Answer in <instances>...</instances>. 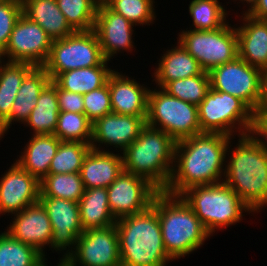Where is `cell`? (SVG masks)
<instances>
[{
	"label": "cell",
	"instance_id": "1",
	"mask_svg": "<svg viewBox=\"0 0 267 266\" xmlns=\"http://www.w3.org/2000/svg\"><path fill=\"white\" fill-rule=\"evenodd\" d=\"M231 139L222 133L202 132L176 142L173 172L164 192L180 196L188 188L222 182Z\"/></svg>",
	"mask_w": 267,
	"mask_h": 266
},
{
	"label": "cell",
	"instance_id": "2",
	"mask_svg": "<svg viewBox=\"0 0 267 266\" xmlns=\"http://www.w3.org/2000/svg\"><path fill=\"white\" fill-rule=\"evenodd\" d=\"M238 137L232 154L226 153L223 182L258 213L267 205V146L254 132Z\"/></svg>",
	"mask_w": 267,
	"mask_h": 266
},
{
	"label": "cell",
	"instance_id": "3",
	"mask_svg": "<svg viewBox=\"0 0 267 266\" xmlns=\"http://www.w3.org/2000/svg\"><path fill=\"white\" fill-rule=\"evenodd\" d=\"M121 266H167L173 261L166 252L157 210L126 216L115 223Z\"/></svg>",
	"mask_w": 267,
	"mask_h": 266
},
{
	"label": "cell",
	"instance_id": "4",
	"mask_svg": "<svg viewBox=\"0 0 267 266\" xmlns=\"http://www.w3.org/2000/svg\"><path fill=\"white\" fill-rule=\"evenodd\" d=\"M152 206L158 212L163 243L172 260L199 249L211 236L181 196L160 191Z\"/></svg>",
	"mask_w": 267,
	"mask_h": 266
},
{
	"label": "cell",
	"instance_id": "5",
	"mask_svg": "<svg viewBox=\"0 0 267 266\" xmlns=\"http://www.w3.org/2000/svg\"><path fill=\"white\" fill-rule=\"evenodd\" d=\"M176 141L160 129L146 125L123 152V170L148 179L160 191L170 182Z\"/></svg>",
	"mask_w": 267,
	"mask_h": 266
},
{
	"label": "cell",
	"instance_id": "6",
	"mask_svg": "<svg viewBox=\"0 0 267 266\" xmlns=\"http://www.w3.org/2000/svg\"><path fill=\"white\" fill-rule=\"evenodd\" d=\"M180 196L211 236L217 229L219 231L242 221L244 211L249 214L253 212L223 181L188 188Z\"/></svg>",
	"mask_w": 267,
	"mask_h": 266
},
{
	"label": "cell",
	"instance_id": "7",
	"mask_svg": "<svg viewBox=\"0 0 267 266\" xmlns=\"http://www.w3.org/2000/svg\"><path fill=\"white\" fill-rule=\"evenodd\" d=\"M198 115L201 132L222 133L233 138L235 132L240 136L255 129L256 114L242 100L212 88L198 105Z\"/></svg>",
	"mask_w": 267,
	"mask_h": 266
},
{
	"label": "cell",
	"instance_id": "8",
	"mask_svg": "<svg viewBox=\"0 0 267 266\" xmlns=\"http://www.w3.org/2000/svg\"><path fill=\"white\" fill-rule=\"evenodd\" d=\"M146 125L164 131L176 142L202 133L198 106L173 97L159 87L149 90Z\"/></svg>",
	"mask_w": 267,
	"mask_h": 266
},
{
	"label": "cell",
	"instance_id": "9",
	"mask_svg": "<svg viewBox=\"0 0 267 266\" xmlns=\"http://www.w3.org/2000/svg\"><path fill=\"white\" fill-rule=\"evenodd\" d=\"M108 62L92 29L75 31L65 38L52 40L49 56L42 67L54 80L62 72L107 65Z\"/></svg>",
	"mask_w": 267,
	"mask_h": 266
},
{
	"label": "cell",
	"instance_id": "10",
	"mask_svg": "<svg viewBox=\"0 0 267 266\" xmlns=\"http://www.w3.org/2000/svg\"><path fill=\"white\" fill-rule=\"evenodd\" d=\"M178 38V42L207 72L238 57L236 28L231 27L229 22L216 30L186 29Z\"/></svg>",
	"mask_w": 267,
	"mask_h": 266
},
{
	"label": "cell",
	"instance_id": "11",
	"mask_svg": "<svg viewBox=\"0 0 267 266\" xmlns=\"http://www.w3.org/2000/svg\"><path fill=\"white\" fill-rule=\"evenodd\" d=\"M210 88L242 100L255 114L261 107L262 70L249 65L239 56L212 68Z\"/></svg>",
	"mask_w": 267,
	"mask_h": 266
},
{
	"label": "cell",
	"instance_id": "12",
	"mask_svg": "<svg viewBox=\"0 0 267 266\" xmlns=\"http://www.w3.org/2000/svg\"><path fill=\"white\" fill-rule=\"evenodd\" d=\"M159 192L148 179L123 170L107 187L110 211L116 220L144 212Z\"/></svg>",
	"mask_w": 267,
	"mask_h": 266
},
{
	"label": "cell",
	"instance_id": "13",
	"mask_svg": "<svg viewBox=\"0 0 267 266\" xmlns=\"http://www.w3.org/2000/svg\"><path fill=\"white\" fill-rule=\"evenodd\" d=\"M51 44L52 39L46 31L22 14L13 27L6 49L0 54V59L4 60L7 57V61L42 66L49 56Z\"/></svg>",
	"mask_w": 267,
	"mask_h": 266
},
{
	"label": "cell",
	"instance_id": "14",
	"mask_svg": "<svg viewBox=\"0 0 267 266\" xmlns=\"http://www.w3.org/2000/svg\"><path fill=\"white\" fill-rule=\"evenodd\" d=\"M67 258L76 266H121L116 226L84 230Z\"/></svg>",
	"mask_w": 267,
	"mask_h": 266
},
{
	"label": "cell",
	"instance_id": "15",
	"mask_svg": "<svg viewBox=\"0 0 267 266\" xmlns=\"http://www.w3.org/2000/svg\"><path fill=\"white\" fill-rule=\"evenodd\" d=\"M39 202L46 210L52 225L51 248L57 252L67 250L68 247L62 255L67 257L75 248L77 238L84 232L78 203L54 197H39Z\"/></svg>",
	"mask_w": 267,
	"mask_h": 266
},
{
	"label": "cell",
	"instance_id": "16",
	"mask_svg": "<svg viewBox=\"0 0 267 266\" xmlns=\"http://www.w3.org/2000/svg\"><path fill=\"white\" fill-rule=\"evenodd\" d=\"M146 117L119 115L111 112L97 119L92 125L91 149L107 151V149H101V144H104V146H113L124 151L138 138L146 126Z\"/></svg>",
	"mask_w": 267,
	"mask_h": 266
},
{
	"label": "cell",
	"instance_id": "17",
	"mask_svg": "<svg viewBox=\"0 0 267 266\" xmlns=\"http://www.w3.org/2000/svg\"><path fill=\"white\" fill-rule=\"evenodd\" d=\"M40 181L17 162L0 179V214H15L39 202Z\"/></svg>",
	"mask_w": 267,
	"mask_h": 266
},
{
	"label": "cell",
	"instance_id": "18",
	"mask_svg": "<svg viewBox=\"0 0 267 266\" xmlns=\"http://www.w3.org/2000/svg\"><path fill=\"white\" fill-rule=\"evenodd\" d=\"M133 27L134 24L115 13L106 4H98L93 30L107 61L123 50L132 52Z\"/></svg>",
	"mask_w": 267,
	"mask_h": 266
},
{
	"label": "cell",
	"instance_id": "19",
	"mask_svg": "<svg viewBox=\"0 0 267 266\" xmlns=\"http://www.w3.org/2000/svg\"><path fill=\"white\" fill-rule=\"evenodd\" d=\"M6 232L22 243L35 247L45 255V245H49L52 236V225L46 210L40 202L27 206L15 213Z\"/></svg>",
	"mask_w": 267,
	"mask_h": 266
},
{
	"label": "cell",
	"instance_id": "20",
	"mask_svg": "<svg viewBox=\"0 0 267 266\" xmlns=\"http://www.w3.org/2000/svg\"><path fill=\"white\" fill-rule=\"evenodd\" d=\"M112 112L119 115L147 116L148 93L144 84L114 71L108 78Z\"/></svg>",
	"mask_w": 267,
	"mask_h": 266
},
{
	"label": "cell",
	"instance_id": "21",
	"mask_svg": "<svg viewBox=\"0 0 267 266\" xmlns=\"http://www.w3.org/2000/svg\"><path fill=\"white\" fill-rule=\"evenodd\" d=\"M243 25L236 28L238 56L260 70L267 69V20L255 19L245 12Z\"/></svg>",
	"mask_w": 267,
	"mask_h": 266
},
{
	"label": "cell",
	"instance_id": "22",
	"mask_svg": "<svg viewBox=\"0 0 267 266\" xmlns=\"http://www.w3.org/2000/svg\"><path fill=\"white\" fill-rule=\"evenodd\" d=\"M122 171V154L90 149L83 160L80 175L85 189L107 188Z\"/></svg>",
	"mask_w": 267,
	"mask_h": 266
},
{
	"label": "cell",
	"instance_id": "23",
	"mask_svg": "<svg viewBox=\"0 0 267 266\" xmlns=\"http://www.w3.org/2000/svg\"><path fill=\"white\" fill-rule=\"evenodd\" d=\"M50 81V76L42 66H35L24 77L12 104L10 116L2 123L3 135L9 131L12 122H22L25 125L31 111L37 105L41 91Z\"/></svg>",
	"mask_w": 267,
	"mask_h": 266
},
{
	"label": "cell",
	"instance_id": "24",
	"mask_svg": "<svg viewBox=\"0 0 267 266\" xmlns=\"http://www.w3.org/2000/svg\"><path fill=\"white\" fill-rule=\"evenodd\" d=\"M16 162L30 175L41 181L49 174L50 163L60 145L54 134L32 135Z\"/></svg>",
	"mask_w": 267,
	"mask_h": 266
},
{
	"label": "cell",
	"instance_id": "25",
	"mask_svg": "<svg viewBox=\"0 0 267 266\" xmlns=\"http://www.w3.org/2000/svg\"><path fill=\"white\" fill-rule=\"evenodd\" d=\"M22 14L39 24L52 39H62L75 30L58 8L56 0H21Z\"/></svg>",
	"mask_w": 267,
	"mask_h": 266
},
{
	"label": "cell",
	"instance_id": "26",
	"mask_svg": "<svg viewBox=\"0 0 267 266\" xmlns=\"http://www.w3.org/2000/svg\"><path fill=\"white\" fill-rule=\"evenodd\" d=\"M177 45L167 50L158 61L153 81L159 88L173 80L197 76L204 71L199 62L179 42Z\"/></svg>",
	"mask_w": 267,
	"mask_h": 266
},
{
	"label": "cell",
	"instance_id": "27",
	"mask_svg": "<svg viewBox=\"0 0 267 266\" xmlns=\"http://www.w3.org/2000/svg\"><path fill=\"white\" fill-rule=\"evenodd\" d=\"M78 205L83 230L115 225L116 219L110 211L107 188L85 189Z\"/></svg>",
	"mask_w": 267,
	"mask_h": 266
},
{
	"label": "cell",
	"instance_id": "28",
	"mask_svg": "<svg viewBox=\"0 0 267 266\" xmlns=\"http://www.w3.org/2000/svg\"><path fill=\"white\" fill-rule=\"evenodd\" d=\"M60 108L57 99V84L51 80L41 91L37 105L31 111L26 127L30 126L32 135L54 134Z\"/></svg>",
	"mask_w": 267,
	"mask_h": 266
},
{
	"label": "cell",
	"instance_id": "29",
	"mask_svg": "<svg viewBox=\"0 0 267 266\" xmlns=\"http://www.w3.org/2000/svg\"><path fill=\"white\" fill-rule=\"evenodd\" d=\"M113 72L107 65H98L62 72L53 81L63 90L84 95L104 86Z\"/></svg>",
	"mask_w": 267,
	"mask_h": 266
},
{
	"label": "cell",
	"instance_id": "30",
	"mask_svg": "<svg viewBox=\"0 0 267 266\" xmlns=\"http://www.w3.org/2000/svg\"><path fill=\"white\" fill-rule=\"evenodd\" d=\"M6 62V63H5ZM0 59V122L9 116L14 99L24 77L35 67L25 62ZM3 64V65H2Z\"/></svg>",
	"mask_w": 267,
	"mask_h": 266
},
{
	"label": "cell",
	"instance_id": "31",
	"mask_svg": "<svg viewBox=\"0 0 267 266\" xmlns=\"http://www.w3.org/2000/svg\"><path fill=\"white\" fill-rule=\"evenodd\" d=\"M44 259L35 247L0 233V266H42Z\"/></svg>",
	"mask_w": 267,
	"mask_h": 266
},
{
	"label": "cell",
	"instance_id": "32",
	"mask_svg": "<svg viewBox=\"0 0 267 266\" xmlns=\"http://www.w3.org/2000/svg\"><path fill=\"white\" fill-rule=\"evenodd\" d=\"M85 191L80 173L48 174L40 181V197L77 202Z\"/></svg>",
	"mask_w": 267,
	"mask_h": 266
},
{
	"label": "cell",
	"instance_id": "33",
	"mask_svg": "<svg viewBox=\"0 0 267 266\" xmlns=\"http://www.w3.org/2000/svg\"><path fill=\"white\" fill-rule=\"evenodd\" d=\"M91 145L82 142L61 141L53 157L49 174L80 173L83 160Z\"/></svg>",
	"mask_w": 267,
	"mask_h": 266
},
{
	"label": "cell",
	"instance_id": "34",
	"mask_svg": "<svg viewBox=\"0 0 267 266\" xmlns=\"http://www.w3.org/2000/svg\"><path fill=\"white\" fill-rule=\"evenodd\" d=\"M92 125L84 113L60 111L54 135L61 141L91 144Z\"/></svg>",
	"mask_w": 267,
	"mask_h": 266
},
{
	"label": "cell",
	"instance_id": "35",
	"mask_svg": "<svg viewBox=\"0 0 267 266\" xmlns=\"http://www.w3.org/2000/svg\"><path fill=\"white\" fill-rule=\"evenodd\" d=\"M219 0H192L189 13L193 20L194 30H216L227 21L228 11Z\"/></svg>",
	"mask_w": 267,
	"mask_h": 266
},
{
	"label": "cell",
	"instance_id": "36",
	"mask_svg": "<svg viewBox=\"0 0 267 266\" xmlns=\"http://www.w3.org/2000/svg\"><path fill=\"white\" fill-rule=\"evenodd\" d=\"M209 88V74L207 71H203L197 76L168 82L162 89L173 97L198 106L205 98Z\"/></svg>",
	"mask_w": 267,
	"mask_h": 266
},
{
	"label": "cell",
	"instance_id": "37",
	"mask_svg": "<svg viewBox=\"0 0 267 266\" xmlns=\"http://www.w3.org/2000/svg\"><path fill=\"white\" fill-rule=\"evenodd\" d=\"M69 25L75 31L94 28L98 3L95 0H56Z\"/></svg>",
	"mask_w": 267,
	"mask_h": 266
},
{
	"label": "cell",
	"instance_id": "38",
	"mask_svg": "<svg viewBox=\"0 0 267 266\" xmlns=\"http://www.w3.org/2000/svg\"><path fill=\"white\" fill-rule=\"evenodd\" d=\"M154 3V0H109L105 4L135 26H143L155 20Z\"/></svg>",
	"mask_w": 267,
	"mask_h": 266
},
{
	"label": "cell",
	"instance_id": "39",
	"mask_svg": "<svg viewBox=\"0 0 267 266\" xmlns=\"http://www.w3.org/2000/svg\"><path fill=\"white\" fill-rule=\"evenodd\" d=\"M84 114L94 123L97 119L112 112L109 86H104L92 90L83 95Z\"/></svg>",
	"mask_w": 267,
	"mask_h": 266
},
{
	"label": "cell",
	"instance_id": "40",
	"mask_svg": "<svg viewBox=\"0 0 267 266\" xmlns=\"http://www.w3.org/2000/svg\"><path fill=\"white\" fill-rule=\"evenodd\" d=\"M21 15V0L0 1V54L6 49L13 27Z\"/></svg>",
	"mask_w": 267,
	"mask_h": 266
},
{
	"label": "cell",
	"instance_id": "41",
	"mask_svg": "<svg viewBox=\"0 0 267 266\" xmlns=\"http://www.w3.org/2000/svg\"><path fill=\"white\" fill-rule=\"evenodd\" d=\"M57 99L60 111L84 113V99L82 94L63 90L57 85Z\"/></svg>",
	"mask_w": 267,
	"mask_h": 266
},
{
	"label": "cell",
	"instance_id": "42",
	"mask_svg": "<svg viewBox=\"0 0 267 266\" xmlns=\"http://www.w3.org/2000/svg\"><path fill=\"white\" fill-rule=\"evenodd\" d=\"M254 133L267 146V106H261L255 115Z\"/></svg>",
	"mask_w": 267,
	"mask_h": 266
},
{
	"label": "cell",
	"instance_id": "43",
	"mask_svg": "<svg viewBox=\"0 0 267 266\" xmlns=\"http://www.w3.org/2000/svg\"><path fill=\"white\" fill-rule=\"evenodd\" d=\"M243 12L255 19L267 20V0H255L248 10Z\"/></svg>",
	"mask_w": 267,
	"mask_h": 266
},
{
	"label": "cell",
	"instance_id": "44",
	"mask_svg": "<svg viewBox=\"0 0 267 266\" xmlns=\"http://www.w3.org/2000/svg\"><path fill=\"white\" fill-rule=\"evenodd\" d=\"M261 106H267V69L262 71V99Z\"/></svg>",
	"mask_w": 267,
	"mask_h": 266
},
{
	"label": "cell",
	"instance_id": "45",
	"mask_svg": "<svg viewBox=\"0 0 267 266\" xmlns=\"http://www.w3.org/2000/svg\"><path fill=\"white\" fill-rule=\"evenodd\" d=\"M235 1H237V0H235ZM239 1H242V2L246 1L245 3L249 4L248 6L250 7L254 3L255 0H239Z\"/></svg>",
	"mask_w": 267,
	"mask_h": 266
},
{
	"label": "cell",
	"instance_id": "46",
	"mask_svg": "<svg viewBox=\"0 0 267 266\" xmlns=\"http://www.w3.org/2000/svg\"><path fill=\"white\" fill-rule=\"evenodd\" d=\"M3 127H2V123L0 122V140L3 138Z\"/></svg>",
	"mask_w": 267,
	"mask_h": 266
},
{
	"label": "cell",
	"instance_id": "47",
	"mask_svg": "<svg viewBox=\"0 0 267 266\" xmlns=\"http://www.w3.org/2000/svg\"><path fill=\"white\" fill-rule=\"evenodd\" d=\"M98 4H105L109 0H95Z\"/></svg>",
	"mask_w": 267,
	"mask_h": 266
}]
</instances>
